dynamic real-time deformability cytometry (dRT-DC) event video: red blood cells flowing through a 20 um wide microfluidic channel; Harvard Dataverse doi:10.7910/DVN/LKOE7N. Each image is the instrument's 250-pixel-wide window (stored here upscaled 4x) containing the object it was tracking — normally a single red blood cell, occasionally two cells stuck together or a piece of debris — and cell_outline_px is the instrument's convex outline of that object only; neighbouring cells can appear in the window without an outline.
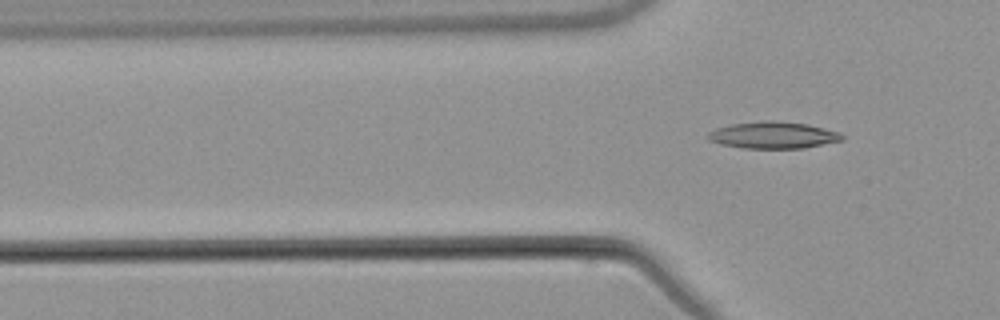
{"species": "common noctule bat (a hibernating species)", "species_latin": "Nyctalus noctula", "temperature_condition": "warm", "stored_images_in_passage": 2, "camera_frame_rate_fps": 3000, "um_per_image_px": 0.085, "animal": {"sex": "male", "body_mass_g": 21.5, "forearm_length_mm": 52.0}, "frame": {"image": 1, "passage_image": 2, "time_ms": 2.0, "image_size_px": [1000, 320], "cell_outline_px": [[844, 140], [804, 148], [744, 148], [720, 144], [708, 140], [708, 132], [716, 128], [732, 124], [764, 120], [772, 120], [808, 124], [840, 132], [844, 136]], "centroid_in_image_um": [65.73, 11.48], "position_along_channel_um": 60.1, "area_um2": 20.98}}